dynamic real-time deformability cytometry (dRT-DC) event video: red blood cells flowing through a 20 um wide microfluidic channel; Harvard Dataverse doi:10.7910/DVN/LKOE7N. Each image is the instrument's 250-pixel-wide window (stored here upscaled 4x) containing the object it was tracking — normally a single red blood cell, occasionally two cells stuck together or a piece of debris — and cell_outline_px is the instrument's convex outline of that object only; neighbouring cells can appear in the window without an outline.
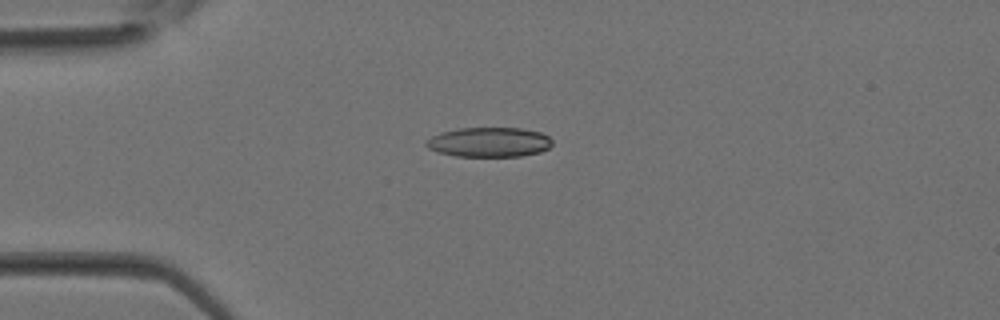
{"species": "Egyptian fruit bat (a non-hibernating species)", "species_latin": "Rousettus aegyptiacus", "temperature_condition": "room temperature", "stored_images_in_passage": 10, "camera_frame_rate_fps": 3000, "um_per_image_px": 0.085, "animal": {"sex": "female"}, "frame": {"image": 1, "passage_image": 8, "time_ms": 2.333, "image_size_px": [1000, 320], "cell_outline_px": [[552, 144], [548, 148], [540, 152], [520, 156], [456, 156], [436, 152], [428, 148], [424, 144], [424, 140], [440, 132], [460, 128], [520, 128], [540, 132], [548, 136], [552, 140]], "centroid_in_image_um": [41.54, 12.08], "position_along_channel_um": 43.5, "area_um2": 21.91}}